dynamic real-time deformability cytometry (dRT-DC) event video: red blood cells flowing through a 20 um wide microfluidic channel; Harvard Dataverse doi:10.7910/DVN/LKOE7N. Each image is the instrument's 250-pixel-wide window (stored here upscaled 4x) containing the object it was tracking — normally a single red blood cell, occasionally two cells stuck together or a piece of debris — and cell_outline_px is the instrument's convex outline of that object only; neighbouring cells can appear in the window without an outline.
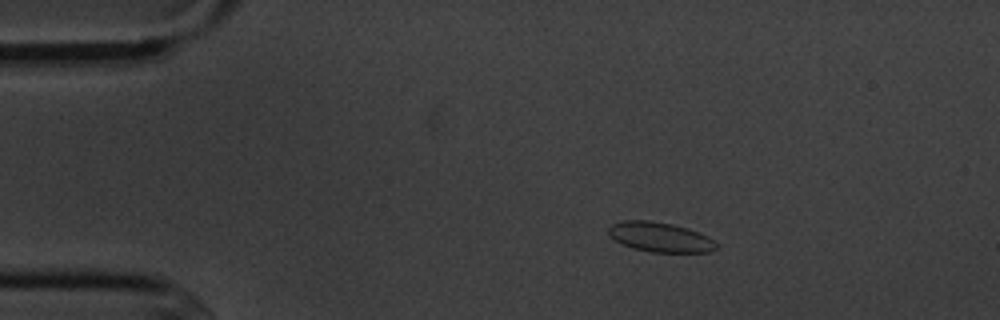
{"species": "common noctule bat (a hibernating species)", "species_latin": "Nyctalus noctula", "temperature_condition": "cold", "stored_images_in_passage": 7, "camera_frame_rate_fps": 3000, "um_per_image_px": 0.085, "animal": {"sex": "male", "body_mass_g": 20.1, "forearm_length_mm": 53.5}, "frame": {"image": 1, "passage_image": 3, "time_ms": 2.333, "image_size_px": [1000, 320], "cell_outline_px": [[716, 248], [708, 252], [652, 252], [636, 248], [624, 244], [608, 236], [608, 228], [612, 224], [624, 220], [648, 220], [672, 224], [688, 228], [708, 236], [716, 244]], "centroid_in_image_um": [56.09, 20.14], "position_along_channel_um": 28.9, "area_um2": 18.44}}
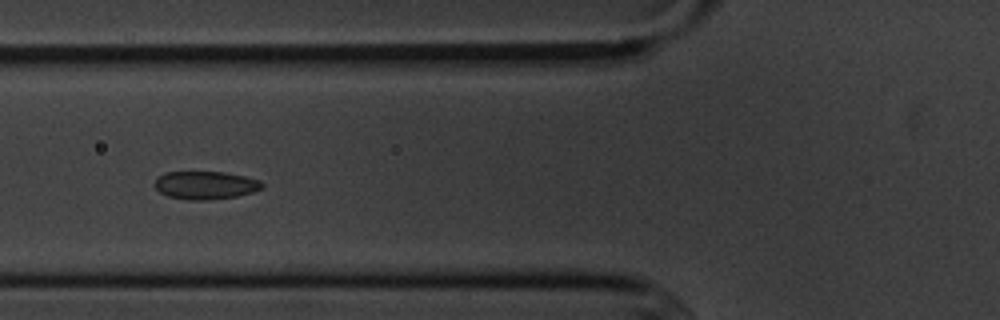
{"frame": {"image": 2, "passage_image": 6, "time_ms": 6.0, "image_size_px": [1000, 320], "cell_outline_px": [[264, 188], [252, 192], [236, 196], [208, 200], [188, 200], [168, 196], [160, 192], [152, 184], [164, 172], [224, 172], [244, 176], [260, 180], [264, 184]], "centroid_in_image_um": [17.47, 15.74], "position_along_channel_um": 108.3, "area_um2": 17.57}}
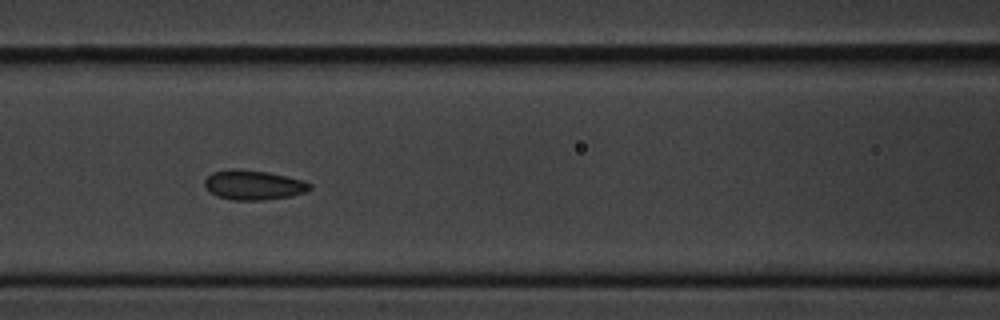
{"frame": {"image": 3, "passage_image": 7, "time_ms": 7.0, "image_size_px": [1000, 320], "cell_outline_px": [[312, 188], [304, 192], [292, 196], [264, 200], [232, 200], [216, 196], [204, 188], [204, 180], [212, 172], [232, 168], [240, 168], [268, 172], [288, 176], [304, 180], [312, 184]], "centroid_in_image_um": [21.53, 15.71], "position_along_channel_um": 145.1, "area_um2": 18.55}}